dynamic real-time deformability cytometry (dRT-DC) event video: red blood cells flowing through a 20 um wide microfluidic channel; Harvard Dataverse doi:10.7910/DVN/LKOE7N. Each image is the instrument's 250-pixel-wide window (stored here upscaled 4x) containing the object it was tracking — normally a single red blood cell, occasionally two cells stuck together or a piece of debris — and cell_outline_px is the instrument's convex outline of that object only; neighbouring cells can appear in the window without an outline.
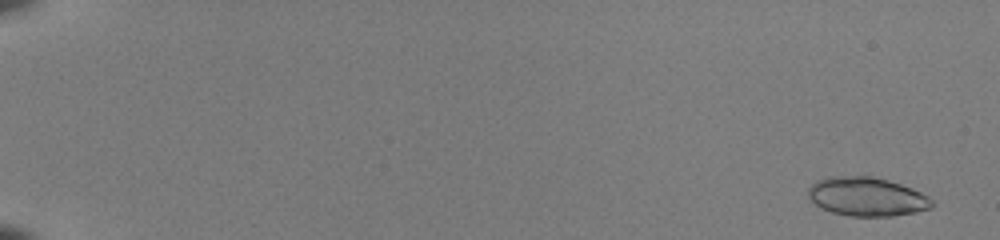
{"species": "common noctule bat (a hibernating species)", "species_latin": "Nyctalus noctula", "temperature_condition": "room temperature", "stored_images_in_passage": 52, "camera_frame_rate_fps": 3000, "um_per_image_px": 0.085, "animal": {"sex": "female", "body_mass_g": 22.0, "forearm_length_mm": 56.7}, "frame": {"image": 1, "passage_image": 3, "time_ms": 0.667, "image_size_px": [1000, 240], "cell_outline_px": [[932, 208], [916, 212], [892, 216], [852, 216], [832, 212], [820, 208], [808, 200], [808, 188], [816, 180], [828, 176], [872, 176], [888, 180], [912, 188], [928, 196], [932, 200]], "centroid_in_image_um": [73.64, 16.71], "position_along_channel_um": 11.4, "area_um2": 28.21}}
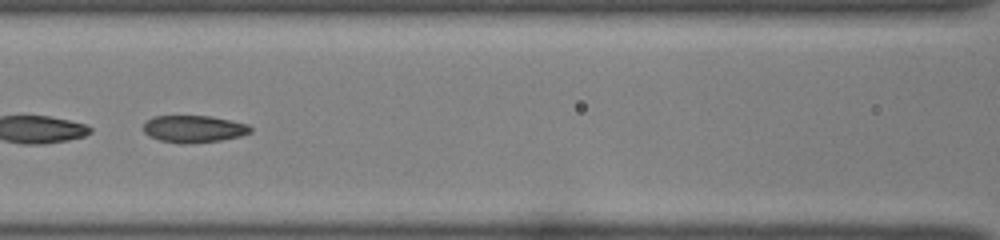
{"frame": {"image": 2, "passage_image": 28, "time_ms": 9.0, "image_size_px": [1000, 240], "cell_outline_px": [[252, 132], [240, 136], [220, 140], [184, 144], [176, 144], [160, 140], [148, 136], [144, 132], [144, 124], [152, 116], [212, 116], [248, 124], [252, 128]], "centroid_in_image_um": [16.47, 10.96], "position_along_channel_um": 150.1, "area_um2": 16.99}}
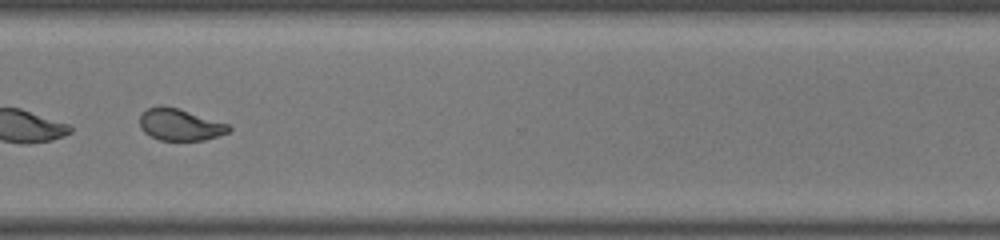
{"frame": {"image": 3, "passage_image": 43, "time_ms": 14.0, "image_size_px": [1000, 240], "cell_outline_px": [[232, 128], [228, 132], [204, 140], [160, 140], [144, 132], [140, 128], [140, 116], [148, 108], [160, 104], [164, 104], [228, 124]], "centroid_in_image_um": [15.26, 10.58], "position_along_channel_um": 355.3, "area_um2": 16.3}, "authors_computed_cell_mechanics": {"area_um2": 26.588, "velocity_mm_per_s": 4.0991, "shape_relaxation_time_tau1_ms": 6.6126, "shape_relaxation_time_tau2_ms": 1.4689, "deformation_change_tau1": 0.1743, "deformation_change_tau2": 0.0529}}